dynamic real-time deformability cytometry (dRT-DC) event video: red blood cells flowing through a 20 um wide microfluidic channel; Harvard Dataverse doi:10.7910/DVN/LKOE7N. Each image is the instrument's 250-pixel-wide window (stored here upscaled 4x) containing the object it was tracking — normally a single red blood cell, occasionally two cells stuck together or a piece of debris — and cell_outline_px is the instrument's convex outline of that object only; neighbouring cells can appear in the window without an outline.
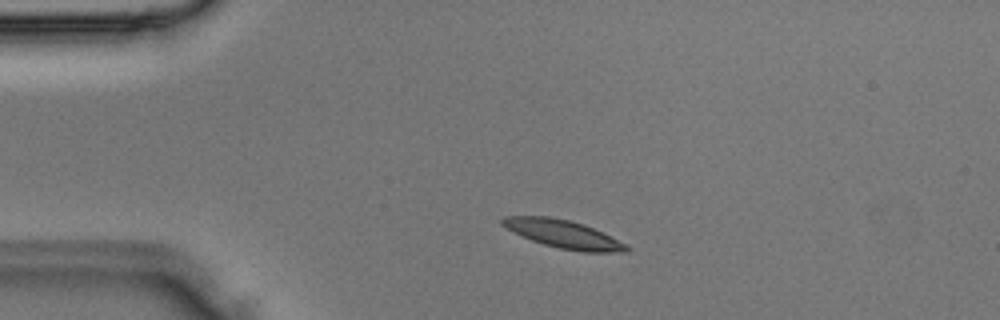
{"species": "Egyptian fruit bat (a non-hibernating species)", "species_latin": "Rousettus aegyptiacus", "temperature_condition": "room temperature", "stored_images_in_passage": 3, "camera_frame_rate_fps": 3000, "um_per_image_px": 0.085, "animal": {"sex": "male"}, "frame": {"image": 1, "passage_image": 2, "time_ms": 0.333, "image_size_px": [1000, 320], "cell_outline_px": [[628, 252], [584, 252], [560, 248], [544, 244], [532, 240], [500, 224], [500, 220], [504, 216], [548, 216], [568, 220], [584, 224], [624, 244], [628, 248]], "centroid_in_image_um": [47.84, 19.89], "position_along_channel_um": 37.2, "area_um2": 19.65}}